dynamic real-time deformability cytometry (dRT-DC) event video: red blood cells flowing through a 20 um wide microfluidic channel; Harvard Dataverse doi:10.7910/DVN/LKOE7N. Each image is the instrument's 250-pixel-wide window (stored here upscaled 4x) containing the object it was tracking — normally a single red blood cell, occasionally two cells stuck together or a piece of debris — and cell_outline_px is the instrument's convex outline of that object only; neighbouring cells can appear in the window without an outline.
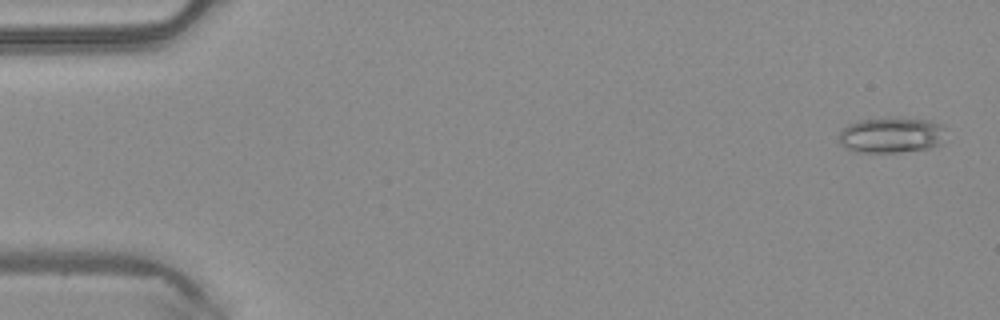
{"species": "common noctule bat (a hibernating species)", "species_latin": "Nyctalus noctula", "temperature_condition": "warm", "stored_images_in_passage": 49, "camera_frame_rate_fps": 3000, "um_per_image_px": 0.085, "animal": {"sex": "male", "body_mass_g": 20.4}, "frame": {"image": 1, "passage_image": 2, "time_ms": 0.333, "image_size_px": [1000, 320], "cell_outline_px": [[944, 128], [940, 144], [928, 148], [900, 152], [860, 152], [848, 148], [840, 144], [840, 132], [848, 124], [860, 120], [932, 120], [944, 124]], "centroid_in_image_um": [75.77, 11.51], "position_along_channel_um": 9.2, "area_um2": 21.33}}
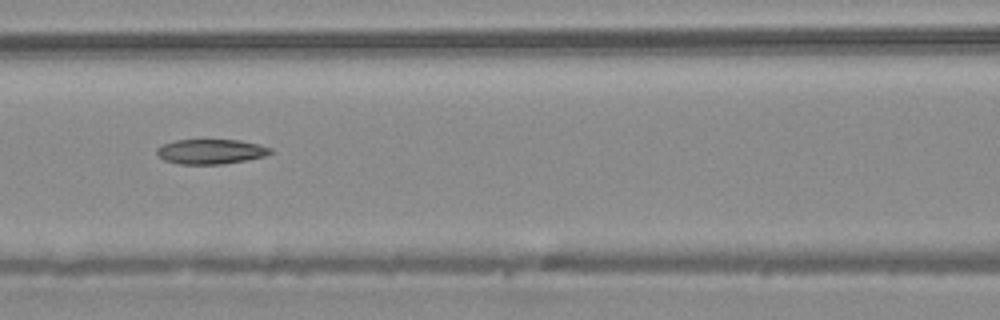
{"frame": {"image": 2, "passage_image": 22, "time_ms": 7.0, "image_size_px": [1000, 320], "cell_outline_px": [[272, 152], [264, 156], [224, 164], [176, 164], [164, 160], [156, 152], [156, 148], [164, 144], [176, 140], [240, 140], [272, 148]], "centroid_in_image_um": [17.89, 12.89], "position_along_channel_um": 148.7, "area_um2": 16.3}}
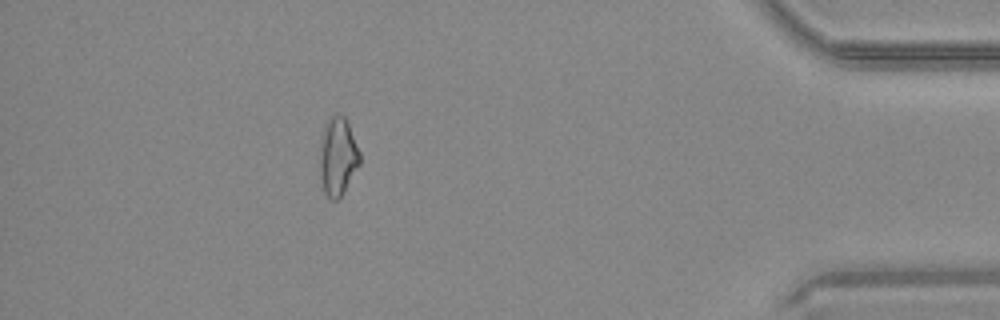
{"frame": {"image": 3, "passage_image": 44, "time_ms": 14.333, "image_size_px": [1000, 320], "cell_outline_px": [[360, 164], [340, 196], [336, 200], [332, 200], [324, 192], [320, 176], [320, 148], [324, 128], [328, 120], [332, 116], [344, 116], [348, 124], [360, 152]], "centroid_in_image_um": [28.71, 13.32], "position_along_channel_um": 406.5, "area_um2": 17.69}, "authors_computed_cell_mechanics": {"area_um2": 17.918, "velocity_mm_per_s": 4.1796, "shape_relaxation_time_tau1_ms": 5.6024, "shape_relaxation_time_tau2_ms": null, "deformation_change_tau1": 0.1261, "deformation_change_tau2": null}}